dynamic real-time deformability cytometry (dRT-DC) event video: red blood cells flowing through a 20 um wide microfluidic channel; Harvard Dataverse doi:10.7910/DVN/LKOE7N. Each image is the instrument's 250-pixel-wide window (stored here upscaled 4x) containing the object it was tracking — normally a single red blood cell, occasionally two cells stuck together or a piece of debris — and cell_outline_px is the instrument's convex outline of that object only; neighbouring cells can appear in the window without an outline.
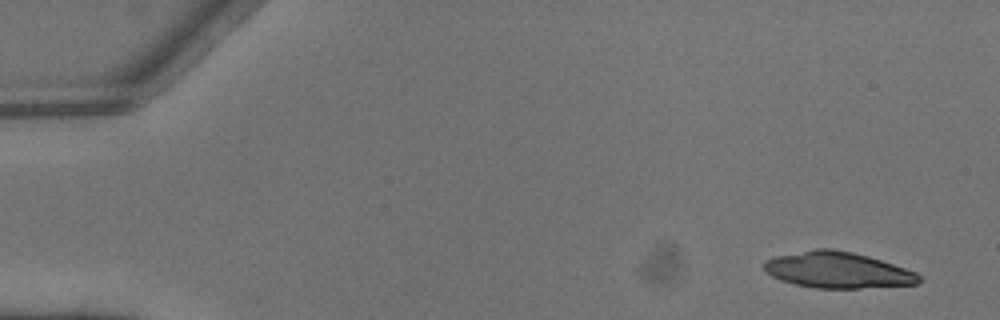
{"species": "common noctule bat (a hibernating species)", "species_latin": "Nyctalus noctula", "temperature_condition": "warm", "stored_images_in_passage": 4, "camera_frame_rate_fps": 3000, "um_per_image_px": 0.085, "animal": {"sex": "male", "body_mass_g": 13.3}, "frame": {"image": 1, "passage_image": 1, "time_ms": 0.0, "image_size_px": [1000, 320], "cell_outline_px": [[920, 280], [916, 284], [860, 288], [816, 288], [796, 284], [780, 280], [764, 272], [764, 260], [776, 256], [816, 248], [832, 248], [852, 252], [868, 256], [916, 272], [920, 276]], "centroid_in_image_um": [71.16, 22.95], "position_along_channel_um": 13.8, "area_um2": 32.43}}